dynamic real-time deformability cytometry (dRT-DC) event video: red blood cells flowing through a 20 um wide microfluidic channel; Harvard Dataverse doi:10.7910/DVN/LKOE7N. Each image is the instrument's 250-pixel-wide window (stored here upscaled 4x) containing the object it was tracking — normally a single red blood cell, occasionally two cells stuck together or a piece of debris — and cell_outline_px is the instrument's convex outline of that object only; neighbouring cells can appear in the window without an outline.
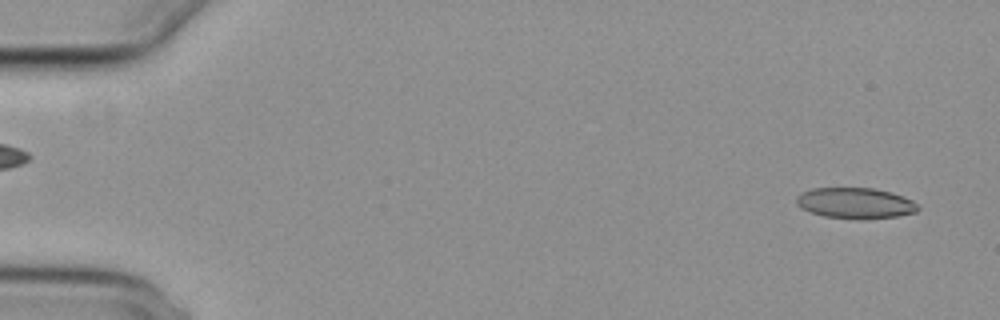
{"species": "common noctule bat (a hibernating species)", "species_latin": "Nyctalus noctula", "temperature_condition": "cold", "stored_images_in_passage": 53, "camera_frame_rate_fps": 3000, "um_per_image_px": 0.085, "animal": {"sex": "female", "body_mass_g": 29.2, "forearm_length_mm": 56.3}, "frame": {"image": 1, "passage_image": 2, "time_ms": 0.333, "image_size_px": [1000, 320], "cell_outline_px": [[920, 208], [916, 212], [896, 216], [868, 220], [860, 220], [824, 216], [800, 208], [796, 204], [796, 196], [800, 192], [812, 188], [872, 188], [892, 192], [904, 196], [912, 200]], "centroid_in_image_um": [72.69, 17.27], "position_along_channel_um": 12.3, "area_um2": 22.14}}
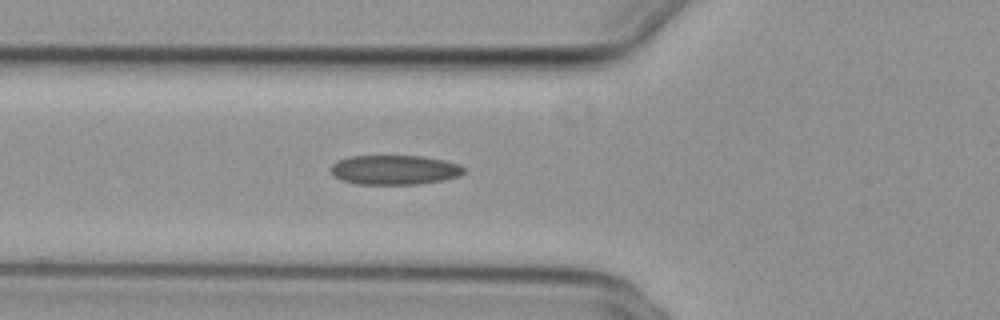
{"frame": {"image": 2, "passage_image": 19, "time_ms": 6.0, "image_size_px": [1000, 320], "cell_outline_px": [[464, 172], [460, 176], [444, 180], [416, 184], [356, 184], [340, 180], [332, 176], [328, 168], [336, 160], [352, 156], [420, 156], [444, 160], [460, 164], [464, 168]], "centroid_in_image_um": [33.48, 14.44], "position_along_channel_um": 92.3, "area_um2": 23.18}}
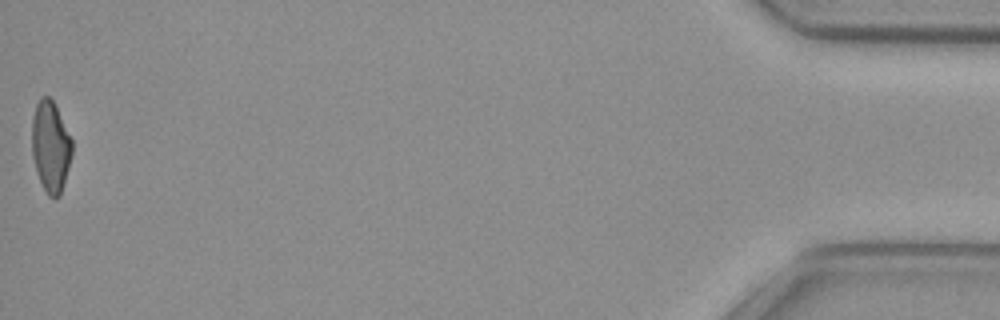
{"frame": {"image": 3, "passage_image": 53, "time_ms": 17.333, "image_size_px": [1000, 320], "cell_outline_px": [[72, 152], [68, 168], [60, 196], [56, 200], [48, 196], [40, 180], [32, 156], [32, 116], [36, 104], [40, 96], [48, 96], [52, 100], [72, 140]], "centroid_in_image_um": [4.29, 12.46], "position_along_channel_um": 430.9, "area_um2": 21.1}, "authors_computed_cell_mechanics": {"area_um2": 22.4842, "velocity_mm_per_s": 3.8518, "shape_relaxation_time_tau1_ms": null, "shape_relaxation_time_tau2_ms": 3.8024, "deformation_change_tau1": null, "deformation_change_tau2": 0.1054}}